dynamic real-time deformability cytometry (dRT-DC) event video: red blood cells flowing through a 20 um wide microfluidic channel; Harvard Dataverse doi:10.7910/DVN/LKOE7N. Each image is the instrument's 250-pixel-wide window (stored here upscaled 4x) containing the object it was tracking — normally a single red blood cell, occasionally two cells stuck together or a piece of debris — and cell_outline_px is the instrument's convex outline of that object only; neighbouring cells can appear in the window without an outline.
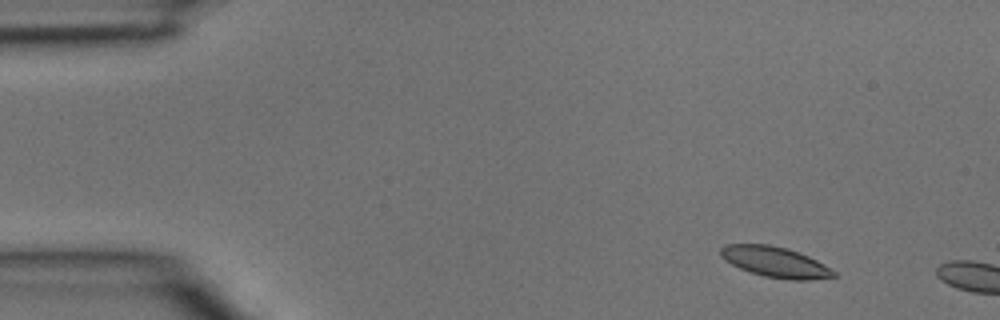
{"species": "common noctule bat (a hibernating species)", "species_latin": "Nyctalus noctula", "temperature_condition": "room temperature", "stored_images_in_passage": 2, "camera_frame_rate_fps": 3000, "um_per_image_px": 0.085, "animal": {"sex": "male", "body_mass_g": 15.6}, "frame": {"image": 1, "passage_image": 1, "time_ms": 0.0, "image_size_px": [1000, 320], "cell_outline_px": [[836, 276], [808, 280], [788, 280], [764, 276], [740, 268], [724, 260], [720, 256], [720, 248], [724, 244], [768, 244], [788, 248], [808, 256], [824, 264], [836, 272]], "centroid_in_image_um": [65.88, 22.26], "position_along_channel_um": 19.1, "area_um2": 20.11}}